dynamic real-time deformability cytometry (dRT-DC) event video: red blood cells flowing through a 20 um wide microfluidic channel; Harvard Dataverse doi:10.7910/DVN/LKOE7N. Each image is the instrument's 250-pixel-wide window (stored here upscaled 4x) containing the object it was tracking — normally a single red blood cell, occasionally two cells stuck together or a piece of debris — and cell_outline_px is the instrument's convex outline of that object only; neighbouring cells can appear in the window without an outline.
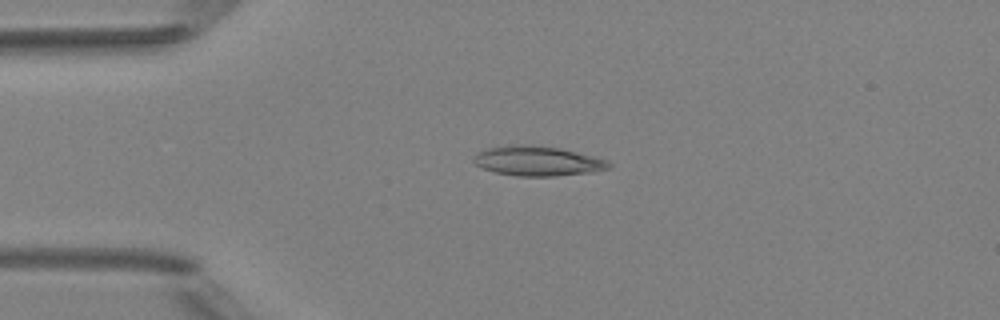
{"species": "Egyptian fruit bat (a non-hibernating species)", "species_latin": "Rousettus aegyptiacus", "temperature_condition": "room temperature", "stored_images_in_passage": 5, "camera_frame_rate_fps": 3000, "um_per_image_px": 0.085, "animal": {"sex": "female"}, "frame": {"image": 1, "passage_image": 4, "time_ms": 3.333, "image_size_px": [1000, 320], "cell_outline_px": [[612, 168], [592, 172], [556, 176], [516, 176], [496, 172], [484, 168], [476, 164], [472, 160], [472, 156], [476, 152], [488, 148], [516, 144], [524, 144], [560, 148], [608, 160], [612, 164]], "centroid_in_image_um": [45.7, 13.68], "position_along_channel_um": 39.3, "area_um2": 23.47}}